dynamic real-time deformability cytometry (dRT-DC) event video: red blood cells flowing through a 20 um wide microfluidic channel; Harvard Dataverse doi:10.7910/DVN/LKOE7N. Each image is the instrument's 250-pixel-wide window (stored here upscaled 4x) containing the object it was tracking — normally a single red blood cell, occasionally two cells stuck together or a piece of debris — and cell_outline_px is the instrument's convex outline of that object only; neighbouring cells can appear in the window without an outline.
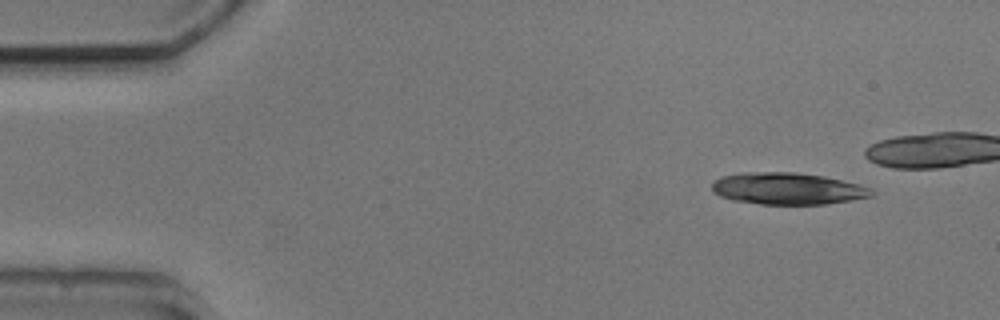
{"species": "common noctule bat (a hibernating species)", "species_latin": "Nyctalus noctula", "temperature_condition": "cold", "stored_images_in_passage": 6, "camera_frame_rate_fps": 3000, "um_per_image_px": 0.085, "animal": {"sex": "male", "body_mass_g": 20.5, "forearm_length_mm": 52.5}, "frame": {"image": 1, "passage_image": 1, "time_ms": 0.0, "image_size_px": [1000, 320], "cell_outline_px": [[876, 192], [872, 196], [852, 200], [824, 204], [760, 204], [732, 200], [720, 196], [712, 192], [712, 184], [720, 176], [740, 172], [796, 172], [824, 176], [872, 188]], "centroid_in_image_um": [66.92, 16.03], "position_along_channel_um": 18.1, "area_um2": 29.71}}